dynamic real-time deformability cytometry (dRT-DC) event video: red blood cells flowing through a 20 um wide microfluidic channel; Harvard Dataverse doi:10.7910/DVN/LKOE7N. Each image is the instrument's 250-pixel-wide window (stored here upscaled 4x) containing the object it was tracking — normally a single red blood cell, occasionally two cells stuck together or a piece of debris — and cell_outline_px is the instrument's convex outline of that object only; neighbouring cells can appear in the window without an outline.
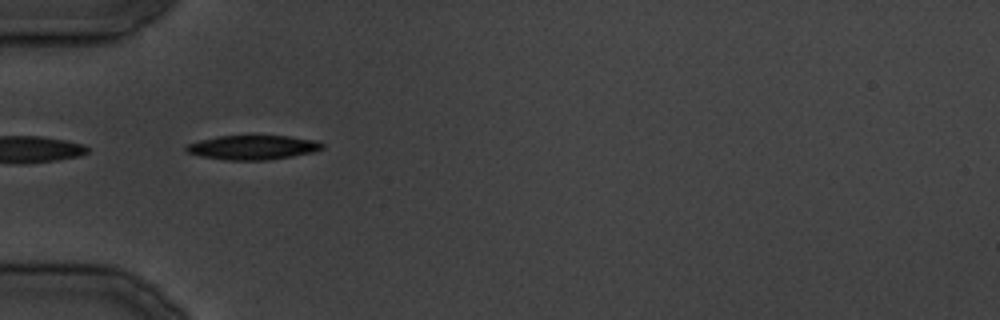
{"species": "common noctule bat (a hibernating species)", "species_latin": "Nyctalus noctula", "temperature_condition": "cold", "stored_images_in_passage": 24, "camera_frame_rate_fps": 3000, "um_per_image_px": 0.085, "animal": {"sex": "male", "body_mass_g": 19.5, "forearm_length_mm": 54.6}, "frame": {"image": 1, "passage_image": 1, "time_ms": 0.0, "image_size_px": [1000, 320], "cell_outline_px": [[324, 148], [316, 152], [268, 160], [228, 160], [200, 156], [188, 152], [184, 148], [184, 144], [216, 136], [252, 132], [288, 136], [316, 140], [324, 144]], "centroid_in_image_um": [21.49, 12.47], "position_along_channel_um": 63.5, "area_um2": 20.46}}
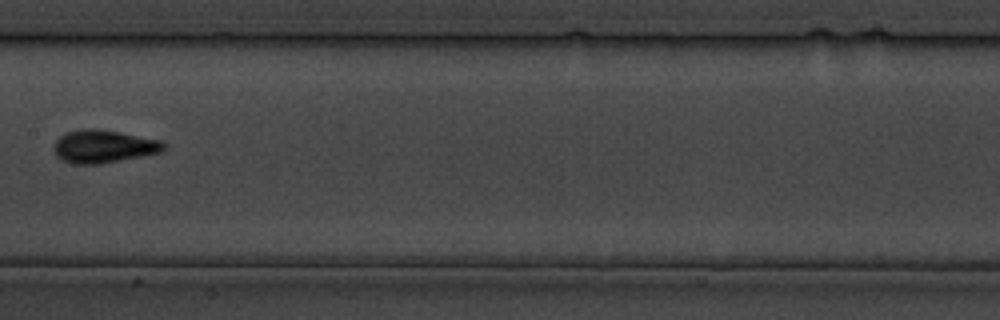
{"frame": {"image": 2, "passage_image": 8, "time_ms": 8.667, "image_size_px": [1000, 320], "cell_outline_px": [[168, 144], [160, 152], [100, 164], [72, 164], [60, 160], [52, 152], [52, 148], [56, 140], [60, 136], [68, 132], [84, 128], [88, 128], [116, 132], [160, 140]], "centroid_in_image_um": [8.73, 12.46], "position_along_channel_um": 198.7, "area_um2": 20.92}}